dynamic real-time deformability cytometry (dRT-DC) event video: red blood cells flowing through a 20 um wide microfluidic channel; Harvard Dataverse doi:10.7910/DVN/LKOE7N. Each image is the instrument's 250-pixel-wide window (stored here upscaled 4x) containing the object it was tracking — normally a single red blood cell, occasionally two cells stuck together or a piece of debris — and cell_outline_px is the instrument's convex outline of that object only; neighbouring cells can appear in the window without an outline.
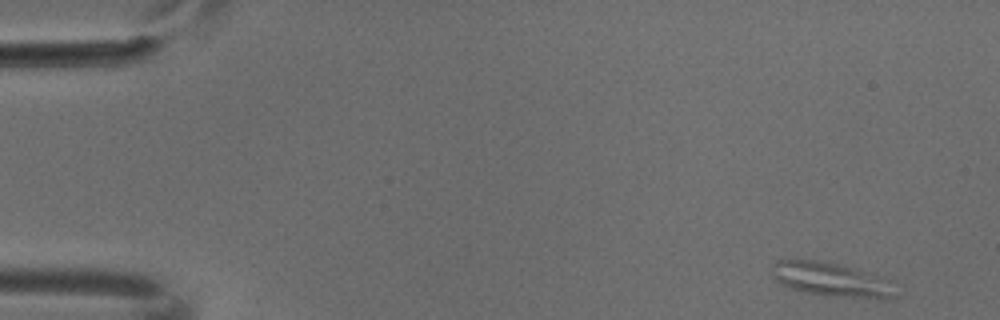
{"species": "common noctule bat (a hibernating species)", "species_latin": "Nyctalus noctula", "temperature_condition": "cold", "stored_images_in_passage": 4, "camera_frame_rate_fps": 3000, "um_per_image_px": 0.085, "animal": {"sex": "male", "body_mass_g": 18.8}, "frame": {"image": 1, "passage_image": 1, "time_ms": 0.0, "image_size_px": [1000, 320], "cell_outline_px": [[896, 296], [884, 300], [828, 296], [788, 288], [780, 284], [776, 280], [772, 264], [776, 260], [816, 260], [836, 264], [852, 268], [880, 276], [888, 280]], "centroid_in_image_um": [70.66, 23.79], "position_along_channel_um": 14.3, "area_um2": 24.28}}
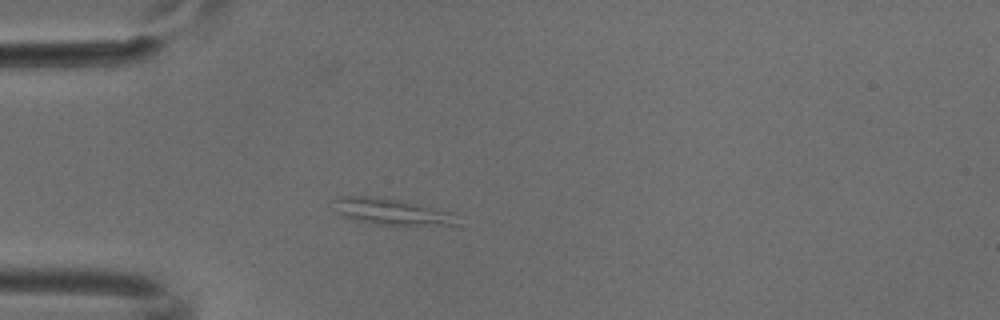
{"frame": {"image": 2, "passage_image": 4, "time_ms": 1.0, "image_size_px": [1000, 320], "cell_outline_px": [[460, 224], [380, 224], [360, 220], [344, 216], [336, 212], [332, 200], [336, 196], [368, 196], [400, 200], [452, 212]], "centroid_in_image_um": [33.2, 17.96], "position_along_channel_um": 51.8, "area_um2": 18.26}}